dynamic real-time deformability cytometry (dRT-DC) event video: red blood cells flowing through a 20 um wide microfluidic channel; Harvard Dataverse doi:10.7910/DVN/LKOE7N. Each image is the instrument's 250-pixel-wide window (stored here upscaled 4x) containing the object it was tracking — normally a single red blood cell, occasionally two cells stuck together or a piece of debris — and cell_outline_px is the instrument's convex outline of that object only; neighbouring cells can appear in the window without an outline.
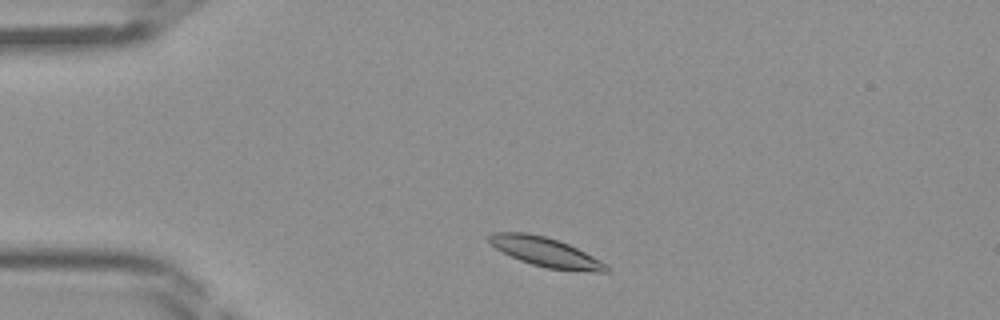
{"species": "Egyptian fruit bat (a non-hibernating species)", "species_latin": "Rousettus aegyptiacus", "temperature_condition": "room temperature", "stored_images_in_passage": 38, "camera_frame_rate_fps": 3000, "um_per_image_px": 0.085, "frame": {"image": 1, "passage_image": 3, "time_ms": 0.667, "image_size_px": [1000, 320], "cell_outline_px": [[612, 268], [608, 272], [596, 272], [548, 268], [532, 264], [520, 260], [496, 248], [488, 240], [488, 236], [492, 232], [528, 232], [544, 236], [568, 244], [608, 264]], "centroid_in_image_um": [46.41, 21.42], "position_along_channel_um": 38.6, "area_um2": 19.77}}
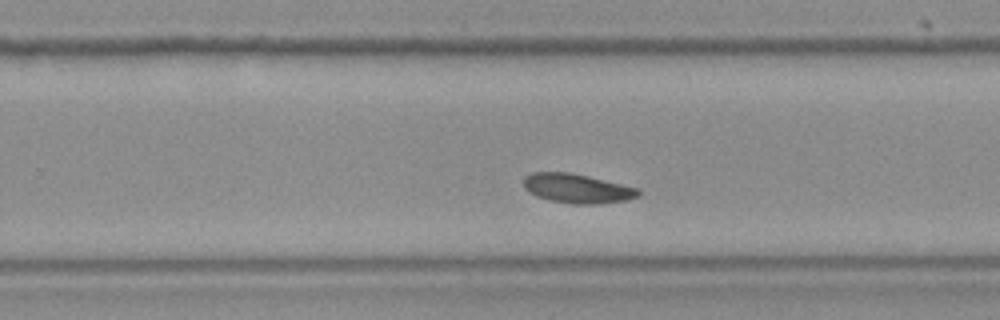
{"frame": {"image": 2, "passage_image": 22, "time_ms": 7.0, "image_size_px": [1000, 320], "cell_outline_px": [[640, 196], [628, 200], [600, 204], [572, 204], [552, 200], [536, 196], [528, 192], [524, 188], [524, 176], [532, 172], [568, 172], [588, 176], [640, 188]], "centroid_in_image_um": [49.08, 16.02], "position_along_channel_um": 280.7, "area_um2": 19.77}}
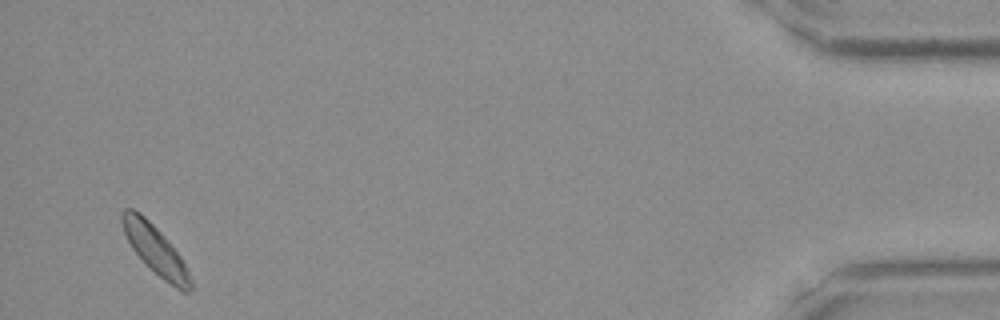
{"frame": {"image": 3, "passage_image": 37, "time_ms": 12.0, "image_size_px": [1000, 320], "cell_outline_px": [[192, 288], [188, 292], [184, 292], [176, 288], [164, 280], [132, 248], [124, 232], [120, 220], [120, 212], [124, 208], [132, 208], [140, 212], [164, 236], [180, 256], [192, 280]], "centroid_in_image_um": [13.18, 21.19], "position_along_channel_um": 422.0, "area_um2": 18.9}}